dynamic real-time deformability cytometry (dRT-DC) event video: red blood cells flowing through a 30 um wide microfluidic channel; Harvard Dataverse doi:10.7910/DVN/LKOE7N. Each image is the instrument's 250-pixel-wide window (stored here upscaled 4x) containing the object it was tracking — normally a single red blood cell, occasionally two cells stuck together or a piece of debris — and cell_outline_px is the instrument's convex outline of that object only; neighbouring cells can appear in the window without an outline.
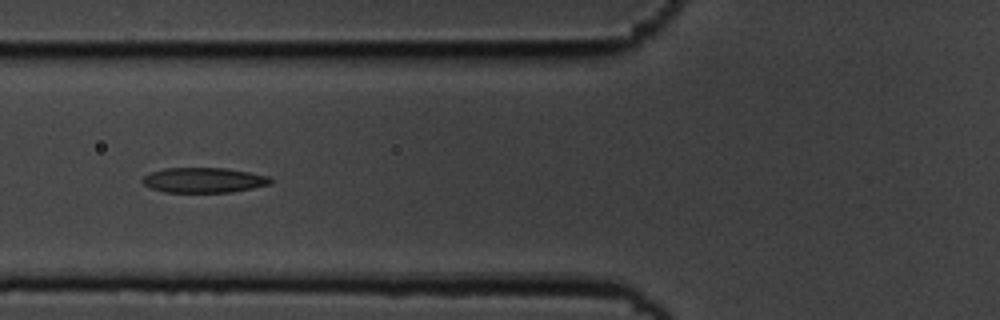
{"species": "common noctule bat (a hibernating species)", "species_latin": "Nyctalus noctula", "temperature_condition": "cold", "stored_images_in_passage": 6, "camera_frame_rate_fps": 3000, "um_per_image_px": 0.085, "animal": {"sex": "male", "body_mass_g": 19.5, "forearm_length_mm": 54.6}, "frame": {"image": 1, "passage_image": 6, "time_ms": 1.667, "image_size_px": [1000, 320], "cell_outline_px": [[272, 184], [232, 192], [164, 192], [152, 188], [144, 184], [140, 180], [144, 176], [152, 172], [164, 168], [224, 168], [248, 172], [268, 176], [272, 180]], "centroid_in_image_um": [17.32, 15.31], "position_along_channel_um": 108.5, "area_um2": 18.61}}